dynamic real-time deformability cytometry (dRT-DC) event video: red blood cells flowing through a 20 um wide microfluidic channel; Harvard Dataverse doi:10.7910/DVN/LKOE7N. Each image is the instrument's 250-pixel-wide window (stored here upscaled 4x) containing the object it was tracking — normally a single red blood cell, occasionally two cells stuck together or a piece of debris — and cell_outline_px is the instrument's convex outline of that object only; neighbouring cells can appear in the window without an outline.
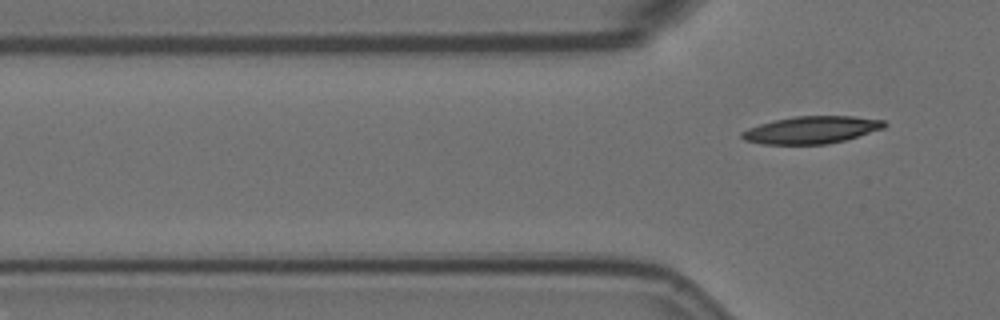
{"species": "Egyptian fruit bat (a non-hibernating species)", "species_latin": "Rousettus aegyptiacus", "temperature_condition": "room temperature", "stored_images_in_passage": 5, "segment_of_instrument_passage": [2, 2], "camera_frame_rate_fps": 3000, "um_per_image_px": 0.085, "animal": {"sex": "female"}, "frame": {"image": 1, "passage_image": 5, "time_ms": 1.333, "image_size_px": [1000, 320], "cell_outline_px": [[888, 124], [884, 128], [844, 140], [828, 144], [760, 144], [744, 140], [740, 136], [740, 132], [748, 128], [760, 124], [776, 120], [796, 116], [852, 116], [884, 120]], "centroid_in_image_um": [68.96, 11.04], "position_along_channel_um": 56.8, "area_um2": 22.6}}